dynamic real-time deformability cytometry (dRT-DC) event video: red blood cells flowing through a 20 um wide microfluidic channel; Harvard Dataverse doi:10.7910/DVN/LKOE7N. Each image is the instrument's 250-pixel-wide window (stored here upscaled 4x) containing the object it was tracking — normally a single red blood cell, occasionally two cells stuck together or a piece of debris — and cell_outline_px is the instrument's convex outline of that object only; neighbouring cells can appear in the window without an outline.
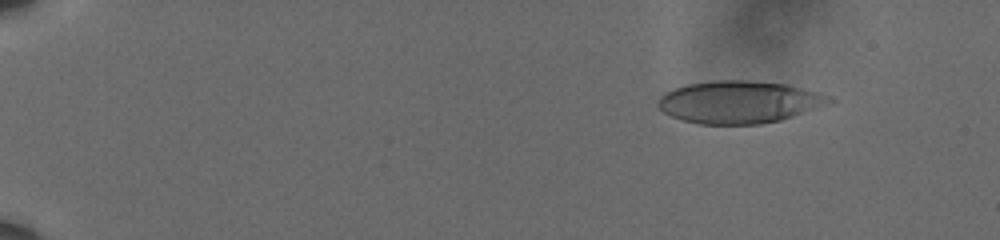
{"species": "human", "species_latin": "Homo sapiens", "temperature_condition": "cold", "stored_images_in_passage": 47, "camera_frame_rate_fps": 3000, "um_per_image_px": 0.085, "donor": {"sex": "male"}, "frame": {"image": 1, "passage_image": 6, "time_ms": 1.667, "image_size_px": [1000, 240], "cell_outline_px": [[836, 100], [828, 104], [780, 120], [760, 124], [700, 124], [684, 120], [672, 116], [664, 112], [656, 104], [656, 100], [664, 92], [688, 84], [712, 80], [748, 80], [788, 84], [820, 92]], "centroid_in_image_um": [62.82, 8.66], "position_along_channel_um": 22.2, "area_um2": 42.31}}
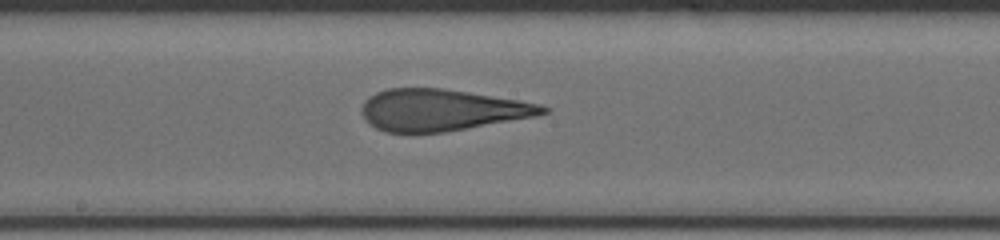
{"frame": {"image": 2, "passage_image": 27, "time_ms": 8.667, "image_size_px": [1000, 240], "cell_outline_px": [[548, 112], [532, 116], [444, 132], [384, 132], [368, 124], [364, 116], [364, 100], [368, 96], [376, 92], [388, 88], [444, 88], [540, 104], [548, 108]], "centroid_in_image_um": [37.47, 9.34], "position_along_channel_um": 210.7, "area_um2": 43.12}}
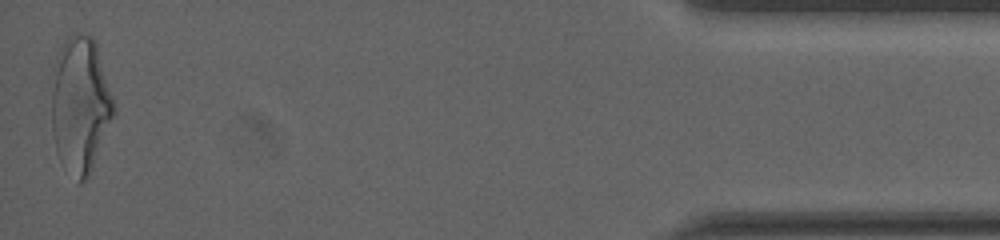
{"frame": {"image": 3, "passage_image": 47, "time_ms": 15.333, "image_size_px": [1000, 240], "cell_outline_px": [[116, 108], [92, 168], [88, 176], [80, 184], [56, 152], [52, 132], [48, 80], [52, 68], [60, 48], [64, 40], [68, 36], [76, 32], [80, 32], [92, 36], [96, 44]], "centroid_in_image_um": [6.76, 8.82], "position_along_channel_um": 428.4, "area_um2": 49.77}, "authors_computed_cell_mechanics": {"area_um2": 44.3326, "velocity_mm_per_s": 3.708, "shape_relaxation_time_tau1_ms": 7.9998, "shape_relaxation_time_tau2_ms": 1.226, "deformation_change_tau1": 0.3095, "deformation_change_tau2": 0.1191}}